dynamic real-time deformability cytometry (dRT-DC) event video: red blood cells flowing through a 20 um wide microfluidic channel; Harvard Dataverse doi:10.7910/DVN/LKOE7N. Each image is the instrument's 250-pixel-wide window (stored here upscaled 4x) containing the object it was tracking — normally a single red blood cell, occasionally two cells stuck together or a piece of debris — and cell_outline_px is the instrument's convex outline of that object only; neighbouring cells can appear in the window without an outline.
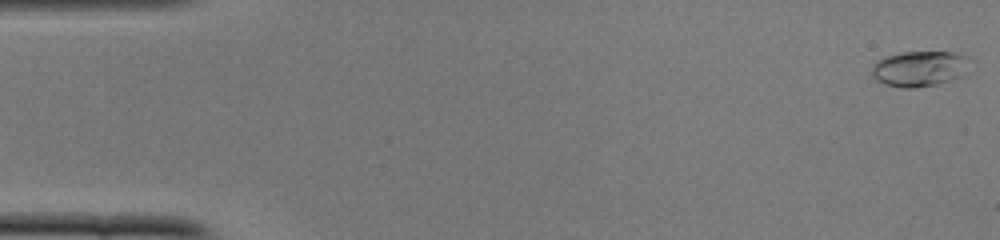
{"species": "common noctule bat (a hibernating species)", "species_latin": "Nyctalus noctula", "temperature_condition": "cold", "stored_images_in_passage": 49, "camera_frame_rate_fps": 3000, "um_per_image_px": 0.085, "animal": {"sex": "female", "body_mass_g": 22.0, "forearm_length_mm": 56.7}, "frame": {"image": 1, "passage_image": 1, "time_ms": 0.0, "image_size_px": [1000, 240], "cell_outline_px": [[968, 56], [960, 76], [936, 84], [912, 88], [904, 88], [884, 84], [876, 80], [872, 76], [872, 68], [884, 56], [904, 52], [952, 52]], "centroid_in_image_um": [78.07, 5.83], "position_along_channel_um": 6.9, "area_um2": 19.65}}
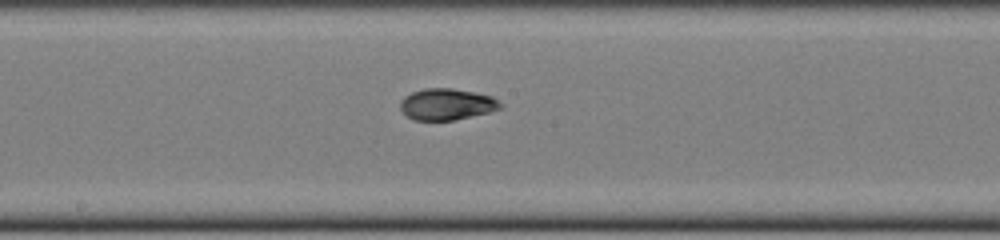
{"frame": {"image": 2, "passage_image": 27, "time_ms": 8.667, "image_size_px": [1000, 240], "cell_outline_px": [[504, 108], [488, 112], [452, 120], [416, 120], [408, 116], [400, 108], [400, 100], [404, 96], [412, 92], [424, 88], [452, 88], [476, 92], [492, 96], [504, 104]], "centroid_in_image_um": [38.0, 8.84], "position_along_channel_um": 210.2, "area_um2": 18.38}}
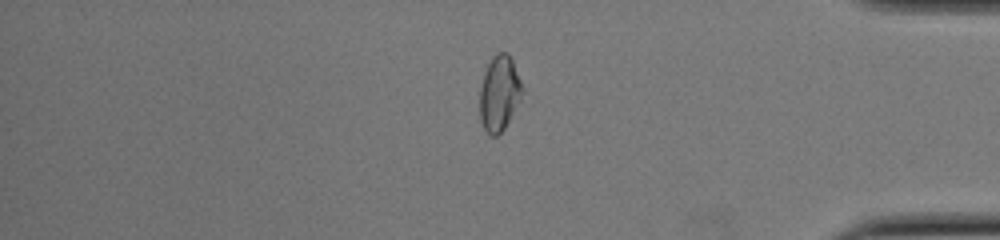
{"frame": {"image": 3, "passage_image": 43, "time_ms": 14.0, "image_size_px": [1000, 240], "cell_outline_px": [[524, 88], [520, 100], [504, 128], [496, 136], [488, 136], [480, 120], [480, 88], [484, 72], [492, 56], [496, 52], [508, 52], [512, 60]], "centroid_in_image_um": [42.43, 7.91], "position_along_channel_um": 392.8, "area_um2": 18.67}, "authors_computed_cell_mechanics": {"area_um2": 18.496, "velocity_mm_per_s": 3.9192, "shape_relaxation_time_tau1_ms": null, "shape_relaxation_time_tau2_ms": 1.8857, "deformation_change_tau1": null, "deformation_change_tau2": 0.0453}}